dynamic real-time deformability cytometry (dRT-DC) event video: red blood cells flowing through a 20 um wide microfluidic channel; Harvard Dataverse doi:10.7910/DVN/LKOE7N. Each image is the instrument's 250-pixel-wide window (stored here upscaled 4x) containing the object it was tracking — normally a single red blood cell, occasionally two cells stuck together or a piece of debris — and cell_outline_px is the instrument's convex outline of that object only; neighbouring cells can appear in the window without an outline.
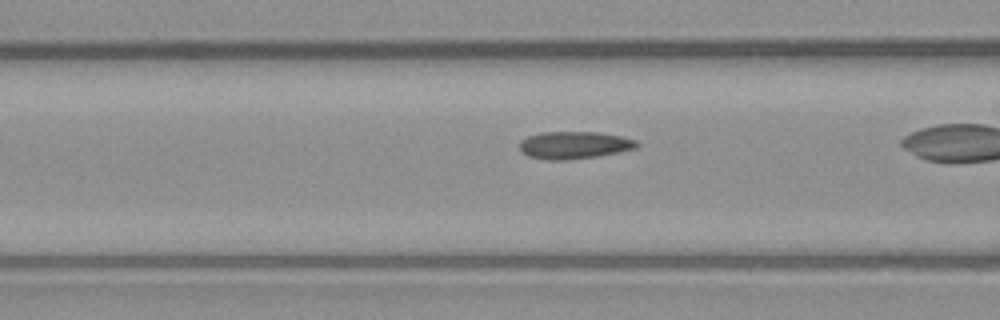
{"species": "common noctule bat (a hibernating species)", "species_latin": "Nyctalus noctula", "temperature_condition": "warm", "stored_images_in_passage": 34, "camera_frame_rate_fps": 3000, "um_per_image_px": 0.085, "animal": {"sex": "male", "body_mass_g": 23.1, "forearm_length_mm": 52.7}, "frame": {"image": 1, "passage_image": 15, "time_ms": 4.667, "image_size_px": [1000, 320], "cell_outline_px": [[640, 144], [636, 148], [620, 152], [600, 156], [568, 160], [548, 160], [528, 156], [520, 152], [520, 140], [528, 136], [540, 132], [596, 132], [620, 136], [636, 140]], "centroid_in_image_um": [48.8, 12.34], "position_along_channel_um": 117.8, "area_um2": 18.9}}
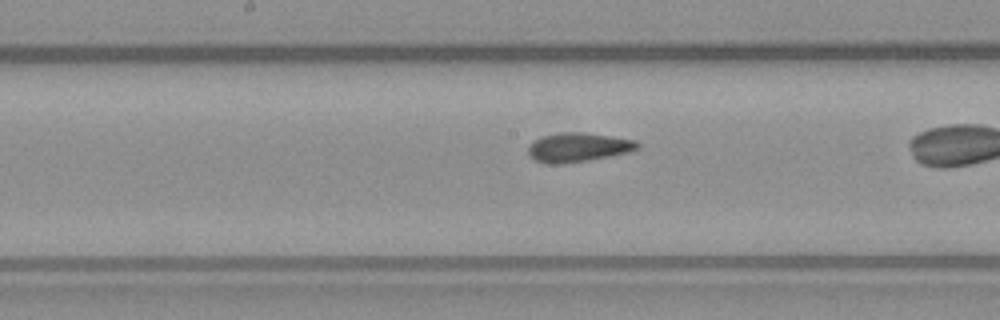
{"frame": {"image": 2, "passage_image": 21, "time_ms": 6.667, "image_size_px": [1000, 320], "cell_outline_px": [[640, 148], [632, 152], [612, 156], [564, 164], [544, 164], [528, 156], [528, 144], [532, 140], [544, 136], [560, 132], [584, 132], [636, 140], [640, 144]], "centroid_in_image_um": [49.14, 12.53], "position_along_channel_um": 199.1, "area_um2": 18.96}}
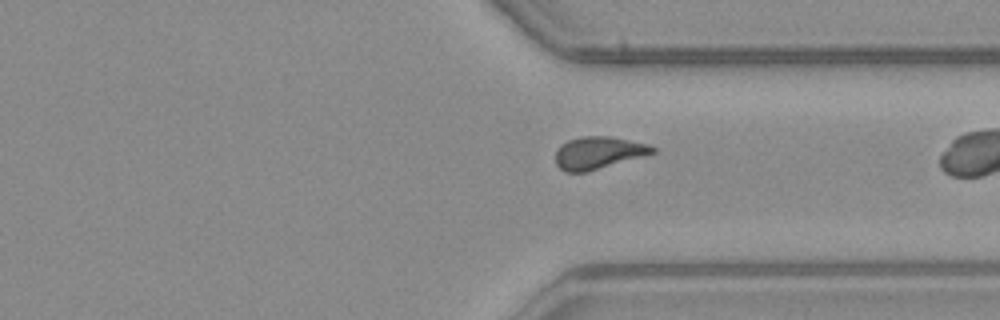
{"frame": {"image": 3, "passage_image": 33, "time_ms": 10.667, "image_size_px": [1000, 320], "cell_outline_px": [[656, 152], [644, 156], [588, 172], [564, 172], [556, 164], [556, 152], [568, 140], [584, 136], [612, 136], [648, 144], [656, 148]], "centroid_in_image_um": [50.9, 12.99], "position_along_channel_um": 360.5, "area_um2": 18.26}}